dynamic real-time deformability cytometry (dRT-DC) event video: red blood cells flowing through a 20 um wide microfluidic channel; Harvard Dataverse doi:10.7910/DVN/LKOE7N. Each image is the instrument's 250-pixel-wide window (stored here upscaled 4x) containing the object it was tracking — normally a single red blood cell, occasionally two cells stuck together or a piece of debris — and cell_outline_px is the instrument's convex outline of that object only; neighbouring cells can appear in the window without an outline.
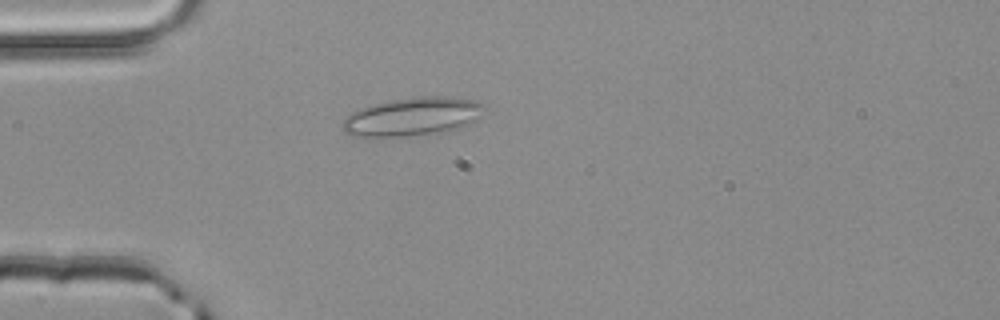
{"species": "common noctule bat (a hibernating species)", "species_latin": "Nyctalus noctula", "temperature_condition": "room temperature", "stored_images_in_passage": 39, "camera_frame_rate_fps": 3000, "um_per_image_px": 0.085, "animal": {"sex": "male", "body_mass_g": 20.4}, "frame": {"image": 1, "passage_image": 2, "time_ms": 0.333, "image_size_px": [1000, 320], "cell_outline_px": [[488, 108], [480, 116], [468, 124], [460, 128], [428, 136], [352, 136], [344, 132], [340, 128], [344, 120], [352, 112], [360, 108], [372, 104], [392, 100], [420, 96], [452, 96], [472, 100], [484, 104]], "centroid_in_image_um": [35.1, 9.92], "position_along_channel_um": 49.9, "area_um2": 32.19}}
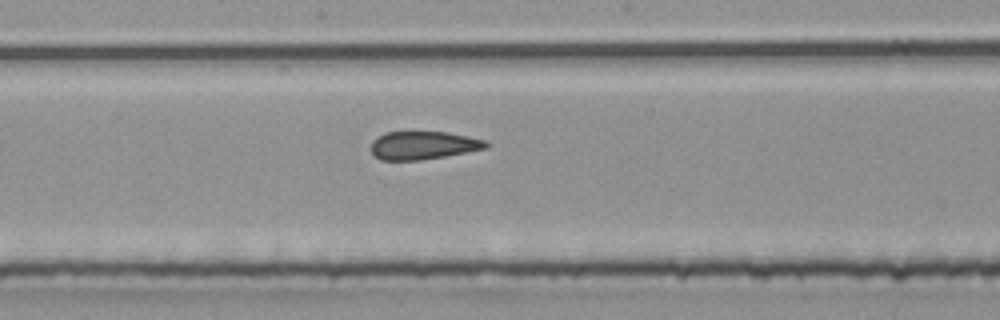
{"frame": {"image": 2, "passage_image": 15, "time_ms": 4.667, "image_size_px": [1000, 320], "cell_outline_px": [[492, 144], [488, 148], [444, 156], [420, 160], [380, 160], [372, 152], [372, 140], [384, 132], [448, 132], [468, 136], [484, 140]], "centroid_in_image_um": [36.0, 12.35], "position_along_channel_um": 212.2, "area_um2": 18.84}}
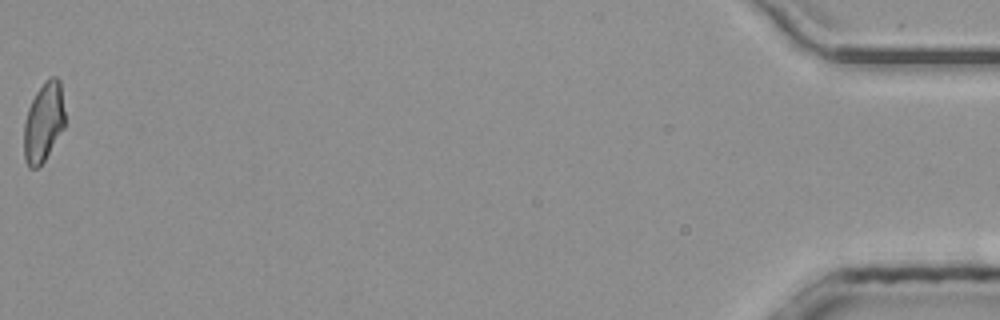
{"frame": {"image": 3, "passage_image": 39, "time_ms": 12.667, "image_size_px": [1000, 320], "cell_outline_px": [[64, 128], [44, 160], [36, 168], [28, 168], [24, 160], [24, 124], [28, 108], [36, 92], [44, 80], [52, 76], [56, 76], [60, 80], [64, 112]], "centroid_in_image_um": [3.69, 10.37], "position_along_channel_um": 431.5, "area_um2": 18.9}, "authors_computed_cell_mechanics": {"area_um2": 19.5364, "velocity_mm_per_s": 4.0543, "shape_relaxation_time_tau1_ms": null, "shape_relaxation_time_tau2_ms": 1.3567, "deformation_change_tau1": null, "deformation_change_tau2": 0.099}}